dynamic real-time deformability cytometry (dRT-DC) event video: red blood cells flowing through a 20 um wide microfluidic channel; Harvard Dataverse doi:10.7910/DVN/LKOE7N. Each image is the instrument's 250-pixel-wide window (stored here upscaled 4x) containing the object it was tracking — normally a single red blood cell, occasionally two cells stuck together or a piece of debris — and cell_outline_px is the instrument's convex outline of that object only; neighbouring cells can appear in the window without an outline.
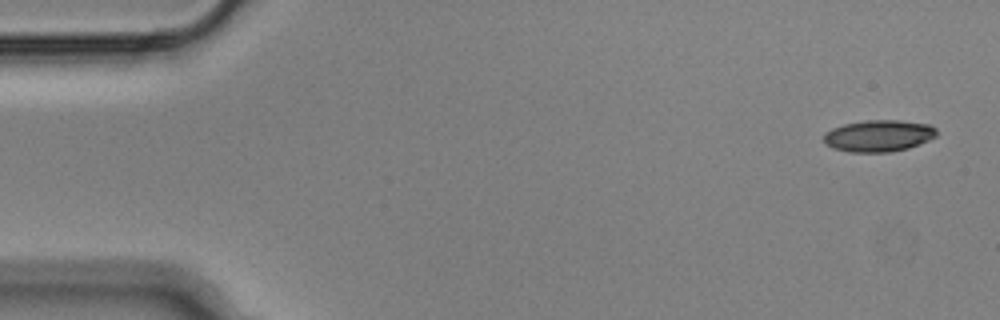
{"species": "Egyptian fruit bat (a non-hibernating species)", "species_latin": "Rousettus aegyptiacus", "temperature_condition": "cold", "stored_images_in_passage": 3, "camera_frame_rate_fps": 3000, "um_per_image_px": 0.085, "animal": {"sex": "male"}, "frame": {"image": 1, "passage_image": 1, "time_ms": 0.0, "image_size_px": [1000, 320], "cell_outline_px": [[936, 136], [928, 140], [908, 148], [888, 152], [848, 152], [832, 148], [824, 144], [824, 132], [832, 128], [844, 124], [868, 120], [900, 120], [928, 124], [936, 128]], "centroid_in_image_um": [74.65, 11.54], "position_along_channel_um": 10.4, "area_um2": 20.87}}